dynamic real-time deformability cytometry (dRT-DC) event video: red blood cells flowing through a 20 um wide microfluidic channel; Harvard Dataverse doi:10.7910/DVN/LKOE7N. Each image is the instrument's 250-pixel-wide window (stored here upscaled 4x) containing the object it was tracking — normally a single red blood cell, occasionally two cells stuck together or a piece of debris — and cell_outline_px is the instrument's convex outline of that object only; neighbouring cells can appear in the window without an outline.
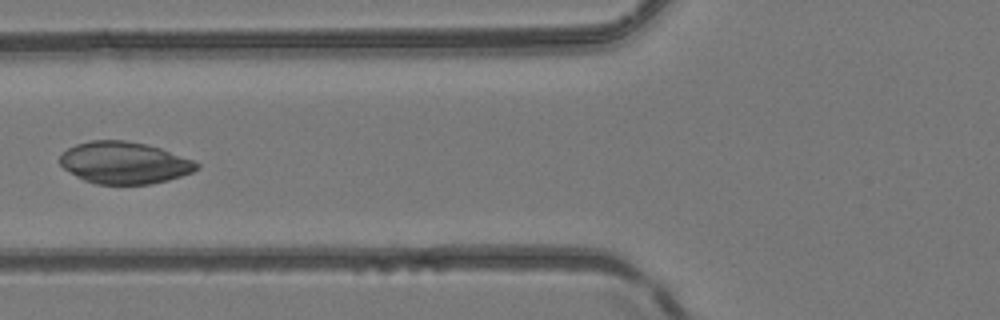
{"species": "common noctule bat (a hibernating species)", "species_latin": "Nyctalus noctula", "temperature_condition": "room temperature", "stored_images_in_passage": 6, "camera_frame_rate_fps": 3000, "um_per_image_px": 0.085, "animal": {"sex": "female", "body_mass_g": 24.6, "forearm_length_mm": 56.2}, "frame": {"image": 1, "passage_image": 5, "time_ms": 4.667, "image_size_px": [1000, 320], "cell_outline_px": [[200, 168], [192, 172], [168, 180], [148, 184], [96, 184], [84, 180], [76, 176], [64, 168], [60, 164], [60, 156], [68, 148], [76, 144], [92, 140], [124, 140], [144, 144], [160, 148], [192, 160], [200, 164]], "centroid_in_image_um": [10.56, 13.84], "position_along_channel_um": 115.2, "area_um2": 33.18}}
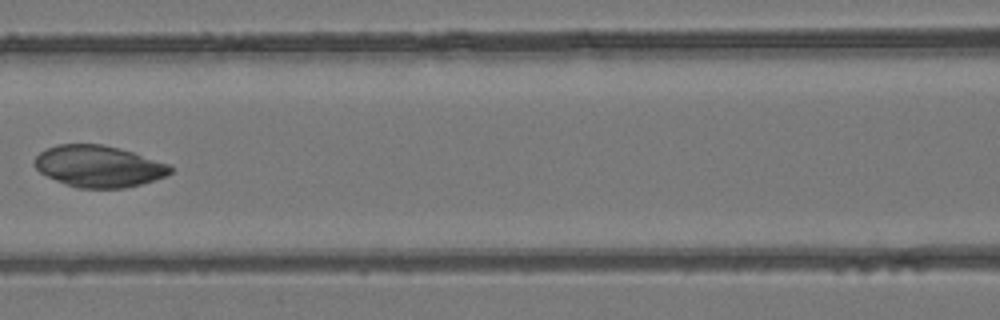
{"frame": {"image": 2, "passage_image": 6, "time_ms": 5.667, "image_size_px": [1000, 320], "cell_outline_px": [[172, 172], [164, 176], [140, 184], [124, 188], [76, 188], [64, 184], [40, 172], [32, 164], [36, 156], [40, 152], [56, 144], [100, 144], [120, 148], [168, 164], [172, 168]], "centroid_in_image_um": [8.34, 14.13], "position_along_channel_um": 158.3, "area_um2": 32.71}}